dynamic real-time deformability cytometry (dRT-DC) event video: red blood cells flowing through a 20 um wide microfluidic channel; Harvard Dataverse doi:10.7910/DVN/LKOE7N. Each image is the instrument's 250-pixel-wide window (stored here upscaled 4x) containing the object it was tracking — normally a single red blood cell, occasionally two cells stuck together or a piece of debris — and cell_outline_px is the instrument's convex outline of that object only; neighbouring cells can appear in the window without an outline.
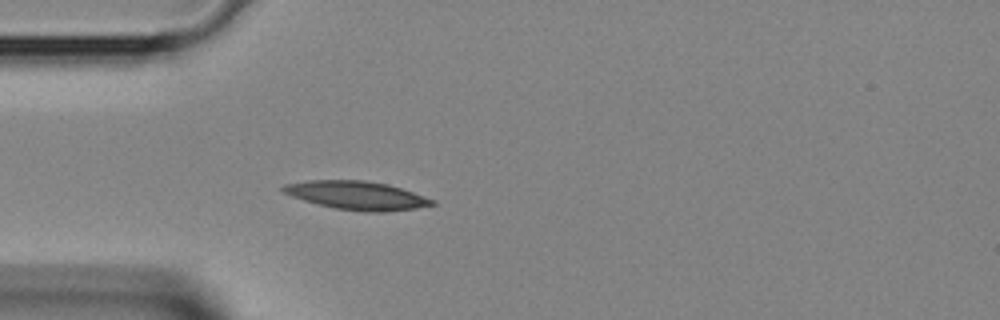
{"species": "Egyptian fruit bat (a non-hibernating species)", "species_latin": "Rousettus aegyptiacus", "temperature_condition": "room temperature", "stored_images_in_passage": 2, "camera_frame_rate_fps": 3000, "um_per_image_px": 0.085, "animal": {"sex": "female"}, "frame": {"image": 1, "passage_image": 2, "time_ms": 0.333, "image_size_px": [1000, 320], "cell_outline_px": [[436, 204], [416, 208], [380, 212], [368, 212], [336, 208], [304, 200], [292, 196], [284, 192], [280, 188], [284, 184], [308, 180], [364, 180], [388, 184], [436, 200]], "centroid_in_image_um": [30.34, 16.6], "position_along_channel_um": 54.7, "area_um2": 24.45}}